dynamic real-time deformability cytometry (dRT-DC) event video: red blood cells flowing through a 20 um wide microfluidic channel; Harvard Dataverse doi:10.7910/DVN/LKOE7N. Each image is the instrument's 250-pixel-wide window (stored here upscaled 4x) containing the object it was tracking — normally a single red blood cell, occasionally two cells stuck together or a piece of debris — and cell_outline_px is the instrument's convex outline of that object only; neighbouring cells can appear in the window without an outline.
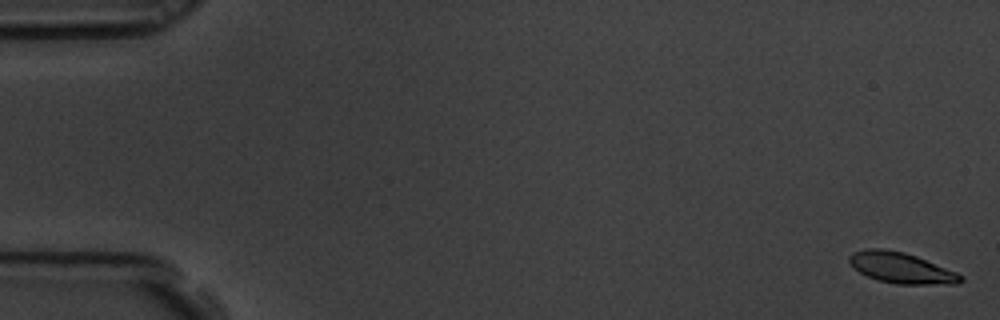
{"species": "common noctule bat (a hibernating species)", "species_latin": "Nyctalus noctula", "temperature_condition": "room temperature", "stored_images_in_passage": 6, "camera_frame_rate_fps": 3000, "um_per_image_px": 0.085, "animal": {"sex": "male", "body_mass_g": 19.5, "forearm_length_mm": 54.6}, "frame": {"image": 1, "passage_image": 1, "time_ms": 0.0, "image_size_px": [1000, 320], "cell_outline_px": [[964, 280], [956, 284], [896, 284], [880, 280], [868, 276], [860, 272], [848, 260], [848, 256], [852, 252], [868, 248], [880, 248], [904, 252], [916, 256], [956, 272], [964, 276]], "centroid_in_image_um": [76.62, 22.77], "position_along_channel_um": 8.4, "area_um2": 19.77}}
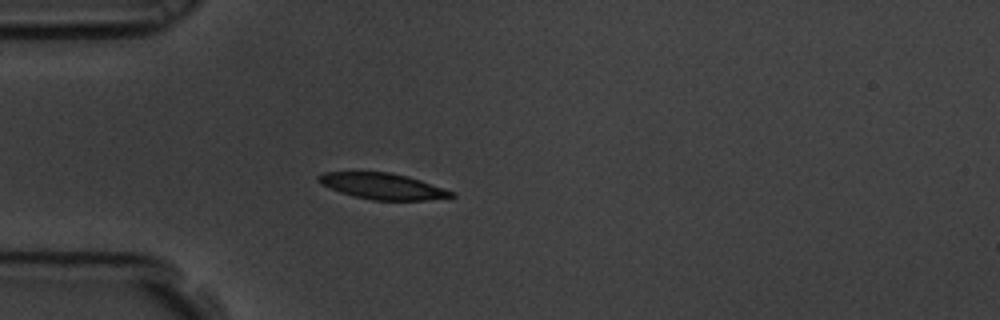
{"frame": {"image": 2, "passage_image": 5, "time_ms": 1.333, "image_size_px": [1000, 320], "cell_outline_px": [[456, 196], [424, 200], [372, 200], [352, 196], [340, 192], [320, 184], [316, 180], [316, 176], [324, 172], [392, 172], [408, 176], [456, 192]], "centroid_in_image_um": [32.5, 15.82], "position_along_channel_um": 52.5, "area_um2": 20.29}}